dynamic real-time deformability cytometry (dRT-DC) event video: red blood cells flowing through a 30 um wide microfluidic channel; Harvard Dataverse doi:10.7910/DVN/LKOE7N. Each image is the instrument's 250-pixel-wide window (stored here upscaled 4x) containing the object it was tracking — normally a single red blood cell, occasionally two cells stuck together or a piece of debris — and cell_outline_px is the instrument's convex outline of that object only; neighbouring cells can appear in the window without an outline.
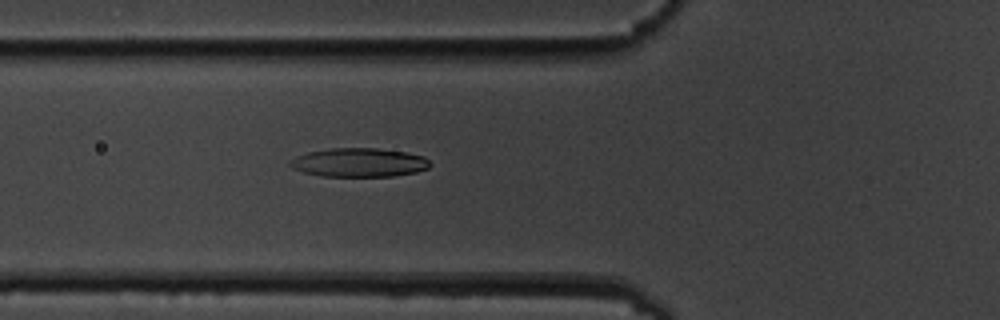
{"species": "common noctule bat (a hibernating species)", "species_latin": "Nyctalus noctula", "temperature_condition": "cold", "stored_images_in_passage": 2, "camera_frame_rate_fps": 3000, "um_per_image_px": 0.085, "animal": {"sex": "male", "body_mass_g": 19.5, "forearm_length_mm": 54.6}, "frame": {"image": 1, "passage_image": 2, "time_ms": 1.0, "image_size_px": [1000, 320], "cell_outline_px": [[432, 164], [428, 168], [416, 172], [392, 176], [324, 176], [304, 172], [292, 168], [288, 164], [288, 160], [296, 156], [308, 152], [332, 148], [376, 148], [404, 152], [424, 156]], "centroid_in_image_um": [30.5, 13.81], "position_along_channel_um": 95.3, "area_um2": 23.47}}